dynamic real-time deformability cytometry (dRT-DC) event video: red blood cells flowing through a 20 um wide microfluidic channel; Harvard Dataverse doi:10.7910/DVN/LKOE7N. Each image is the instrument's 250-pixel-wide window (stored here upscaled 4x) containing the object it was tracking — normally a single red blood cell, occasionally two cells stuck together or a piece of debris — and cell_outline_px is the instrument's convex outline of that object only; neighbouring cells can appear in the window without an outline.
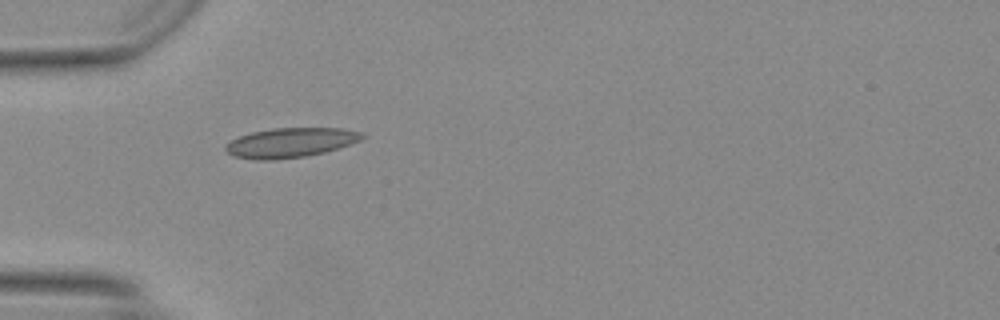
{"species": "Egyptian fruit bat (a non-hibernating species)", "species_latin": "Rousettus aegyptiacus", "temperature_condition": "warm", "stored_images_in_passage": 21, "camera_frame_rate_fps": 3000, "um_per_image_px": 0.085, "animal": {"sex": "female"}, "frame": {"image": 1, "passage_image": 1, "time_ms": 0.0, "image_size_px": [1000, 320], "cell_outline_px": [[364, 136], [360, 140], [324, 152], [304, 156], [276, 160], [252, 160], [232, 156], [224, 148], [224, 144], [240, 136], [252, 132], [272, 128], [340, 128], [364, 132]], "centroid_in_image_um": [24.64, 12.13], "position_along_channel_um": 60.4, "area_um2": 23.52}}
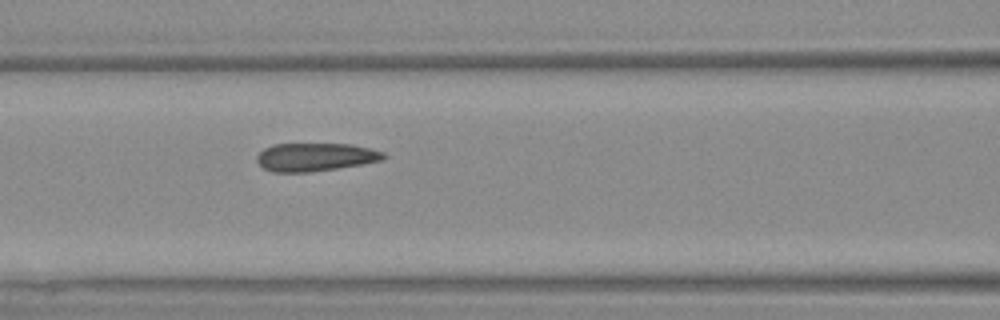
{"frame": {"image": 2, "passage_image": 7, "time_ms": 2.0, "image_size_px": [1000, 320], "cell_outline_px": [[388, 156], [384, 160], [336, 168], [308, 172], [272, 172], [264, 168], [256, 160], [256, 156], [264, 148], [272, 144], [352, 144], [384, 152]], "centroid_in_image_um": [26.8, 13.34], "position_along_channel_um": 139.8, "area_um2": 20.75}}
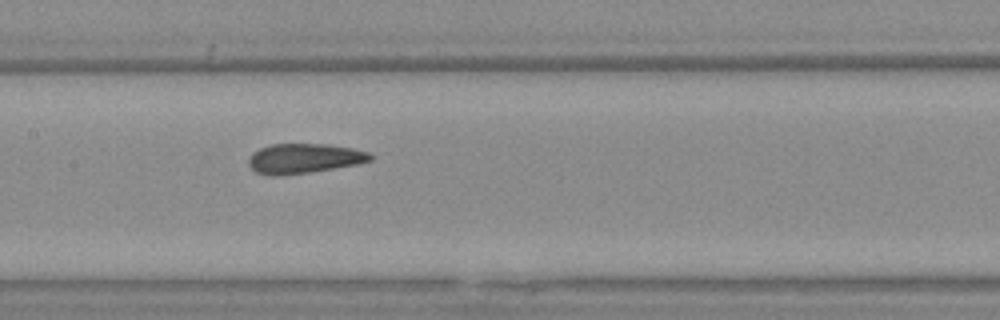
{"frame": {"image": 3, "passage_image": 10, "time_ms": 3.0, "image_size_px": [1000, 320], "cell_outline_px": [[372, 160], [356, 164], [284, 176], [272, 176], [256, 172], [248, 164], [248, 160], [252, 152], [260, 148], [272, 144], [328, 144], [352, 148], [368, 152], [372, 156]], "centroid_in_image_um": [25.8, 13.47], "position_along_channel_um": 181.6, "area_um2": 21.04}}